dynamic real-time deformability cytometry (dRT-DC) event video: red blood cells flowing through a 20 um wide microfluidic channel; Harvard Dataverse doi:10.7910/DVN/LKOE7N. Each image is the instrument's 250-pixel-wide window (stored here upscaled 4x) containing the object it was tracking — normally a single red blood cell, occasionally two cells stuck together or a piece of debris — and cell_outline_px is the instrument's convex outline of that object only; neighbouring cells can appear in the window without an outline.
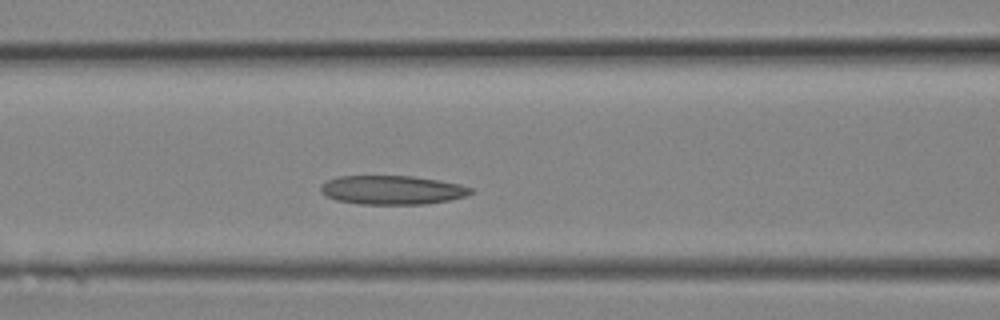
{"species": "Egyptian fruit bat (a non-hibernating species)", "species_latin": "Rousettus aegyptiacus", "temperature_condition": "room temperature", "stored_images_in_passage": 6, "camera_frame_rate_fps": 3000, "um_per_image_px": 0.085, "animal": {"sex": "female"}, "frame": {"image": 1, "passage_image": 5, "time_ms": 1.333, "image_size_px": [1000, 320], "cell_outline_px": [[476, 192], [468, 196], [448, 200], [424, 204], [360, 204], [336, 200], [324, 196], [320, 192], [320, 184], [336, 176], [412, 176], [460, 184], [472, 188]], "centroid_in_image_um": [33.32, 16.15], "position_along_channel_um": 133.3, "area_um2": 25.49}}